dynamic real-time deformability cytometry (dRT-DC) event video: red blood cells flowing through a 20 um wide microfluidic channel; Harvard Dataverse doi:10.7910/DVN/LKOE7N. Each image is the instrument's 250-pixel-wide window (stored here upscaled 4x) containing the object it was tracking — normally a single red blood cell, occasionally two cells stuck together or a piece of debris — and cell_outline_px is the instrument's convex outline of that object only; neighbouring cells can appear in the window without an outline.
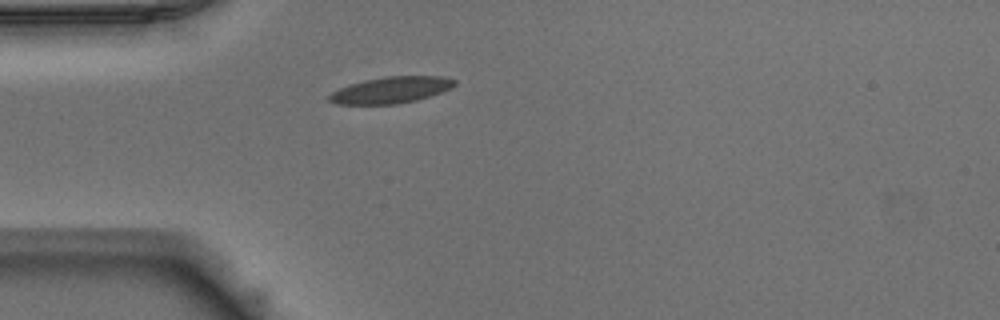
{"species": "Egyptian fruit bat (a non-hibernating species)", "species_latin": "Rousettus aegyptiacus", "temperature_condition": "warm", "stored_images_in_passage": 38, "camera_frame_rate_fps": 3000, "um_per_image_px": 0.085, "animal": {"sex": "male"}, "frame": {"image": 1, "passage_image": 1, "time_ms": 0.0, "image_size_px": [1000, 320], "cell_outline_px": [[456, 84], [452, 88], [416, 100], [396, 104], [336, 104], [328, 100], [328, 96], [332, 92], [348, 84], [364, 80], [384, 76], [440, 76], [456, 80]], "centroid_in_image_um": [33.21, 7.64], "position_along_channel_um": 51.8, "area_um2": 19.25}}
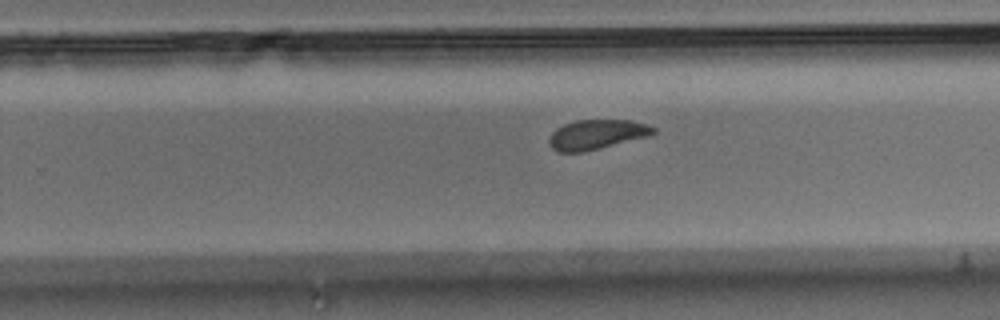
{"frame": {"image": 2, "passage_image": 19, "time_ms": 6.0, "image_size_px": [1000, 320], "cell_outline_px": [[656, 132], [648, 136], [584, 152], [556, 152], [548, 144], [548, 140], [552, 132], [556, 128], [564, 124], [576, 120], [628, 120], [648, 124], [656, 128]], "centroid_in_image_um": [50.69, 11.43], "position_along_channel_um": 279.1, "area_um2": 18.09}}
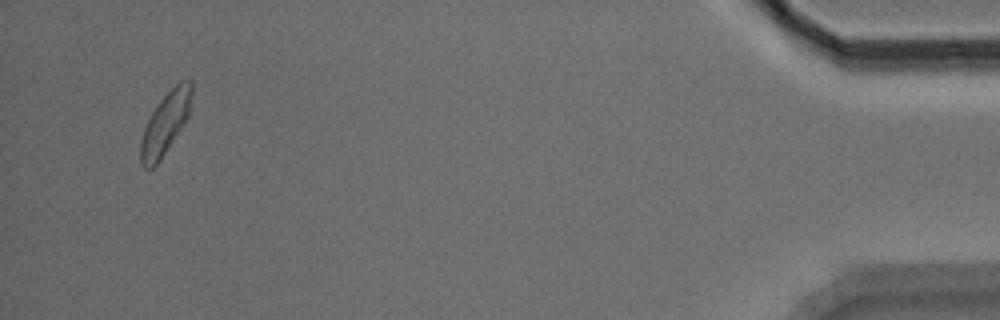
{"frame": {"image": 3, "passage_image": 36, "time_ms": 11.667, "image_size_px": [1000, 320], "cell_outline_px": [[192, 96], [188, 116], [184, 124], [160, 160], [152, 168], [144, 168], [140, 164], [140, 144], [144, 128], [152, 112], [160, 100], [180, 80], [192, 80]], "centroid_in_image_um": [14.06, 10.48], "position_along_channel_um": 421.1, "area_um2": 18.21}, "authors_computed_cell_mechanics": {"area_um2": 18.496, "velocity_mm_per_s": 3.9153, "shape_relaxation_time_tau1_ms": 3.2936, "shape_relaxation_time_tau2_ms": 1.6237, "deformation_change_tau1": 0.1253, "deformation_change_tau2": 0.0752}}